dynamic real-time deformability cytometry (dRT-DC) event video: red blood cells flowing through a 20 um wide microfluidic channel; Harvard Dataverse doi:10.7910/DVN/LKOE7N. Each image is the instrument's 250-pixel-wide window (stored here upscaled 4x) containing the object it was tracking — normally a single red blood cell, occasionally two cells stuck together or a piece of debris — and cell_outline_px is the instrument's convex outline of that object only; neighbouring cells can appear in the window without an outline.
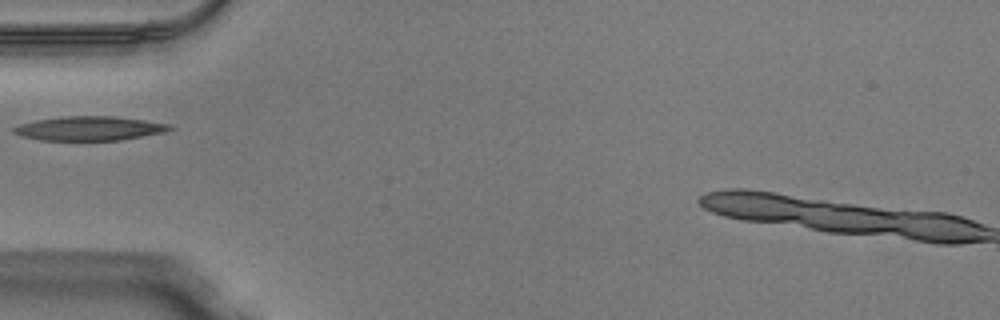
{"species": "Egyptian fruit bat (a non-hibernating species)", "species_latin": "Rousettus aegyptiacus", "temperature_condition": "warm", "stored_images_in_passage": 31, "camera_frame_rate_fps": 3000, "um_per_image_px": 0.085, "animal": {"sex": "male"}, "frame": {"image": 1, "passage_image": 1, "time_ms": 0.0, "image_size_px": [1000, 320], "cell_outline_px": [[176, 128], [164, 132], [120, 140], [40, 140], [20, 136], [12, 132], [12, 128], [20, 124], [36, 120], [64, 116], [116, 116], [172, 124]], "centroid_in_image_um": [7.61, 10.91], "position_along_channel_um": 77.4, "area_um2": 22.08}}
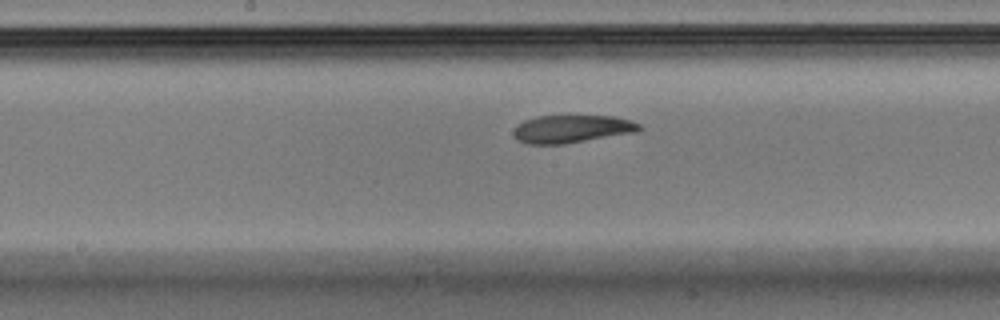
{"frame": {"image": 2, "passage_image": 10, "time_ms": 3.0, "image_size_px": [1000, 320], "cell_outline_px": [[644, 128], [636, 132], [564, 144], [524, 144], [516, 140], [512, 136], [512, 132], [516, 124], [524, 120], [536, 116], [616, 116], [632, 120], [640, 124]], "centroid_in_image_um": [48.57, 10.96], "position_along_channel_um": 199.6, "area_um2": 20.75}}
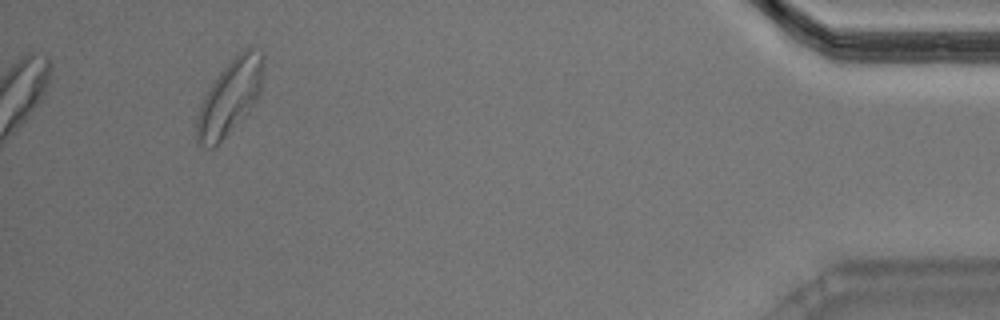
{"frame": {"image": 3, "passage_image": 31, "time_ms": 10.0, "image_size_px": [1000, 320], "cell_outline_px": [[264, 64], [260, 92], [256, 100], [224, 136], [212, 148], [208, 148], [196, 144], [196, 116], [200, 104], [208, 88], [220, 72], [240, 52], [248, 48], [252, 48], [264, 52]], "centroid_in_image_um": [19.51, 8.24], "position_along_channel_um": 415.7, "area_um2": 28.32}}